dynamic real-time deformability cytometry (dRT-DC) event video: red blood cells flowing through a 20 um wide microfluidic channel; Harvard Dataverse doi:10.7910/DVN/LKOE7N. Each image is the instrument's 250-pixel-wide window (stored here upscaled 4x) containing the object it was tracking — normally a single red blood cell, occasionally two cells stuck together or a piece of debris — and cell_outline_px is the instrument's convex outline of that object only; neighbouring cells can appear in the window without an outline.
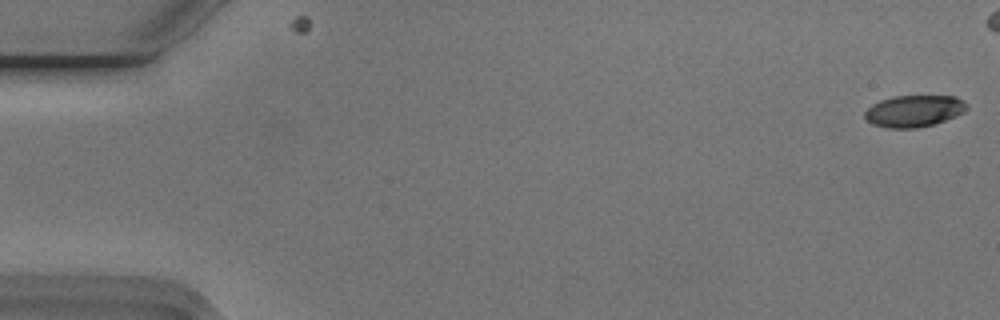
{"species": "Egyptian fruit bat (a non-hibernating species)", "species_latin": "Rousettus aegyptiacus", "temperature_condition": "cold", "stored_images_in_passage": 48, "camera_frame_rate_fps": 3000, "um_per_image_px": 0.085, "animal": {"sex": "male"}, "frame": {"image": 1, "passage_image": 1, "time_ms": 0.0, "image_size_px": [1000, 320], "cell_outline_px": [[968, 108], [964, 112], [956, 116], [932, 124], [916, 128], [888, 128], [872, 124], [864, 116], [864, 112], [872, 104], [880, 100], [892, 96], [956, 96], [964, 100], [968, 104]], "centroid_in_image_um": [77.7, 9.42], "position_along_channel_um": 7.3, "area_um2": 18.9}}
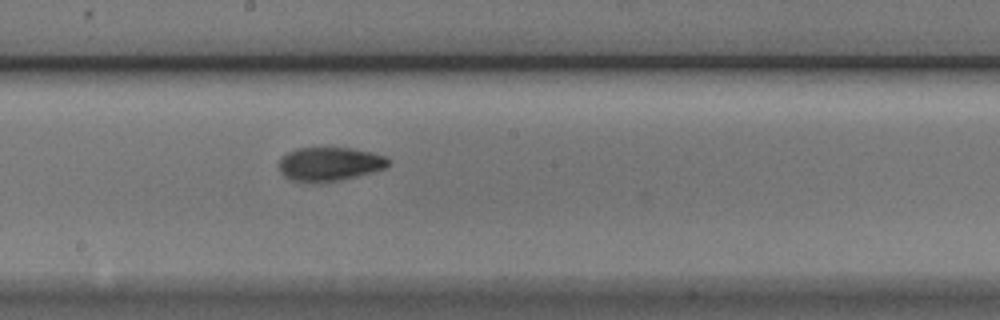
{"frame": {"image": 2, "passage_image": 30, "time_ms": 9.667, "image_size_px": [1000, 320], "cell_outline_px": [[392, 160], [384, 168], [372, 172], [340, 180], [316, 184], [292, 180], [284, 176], [280, 172], [280, 156], [296, 148], [352, 148], [372, 152], [384, 156]], "centroid_in_image_um": [27.99, 13.95], "position_along_channel_um": 220.2, "area_um2": 21.73}}
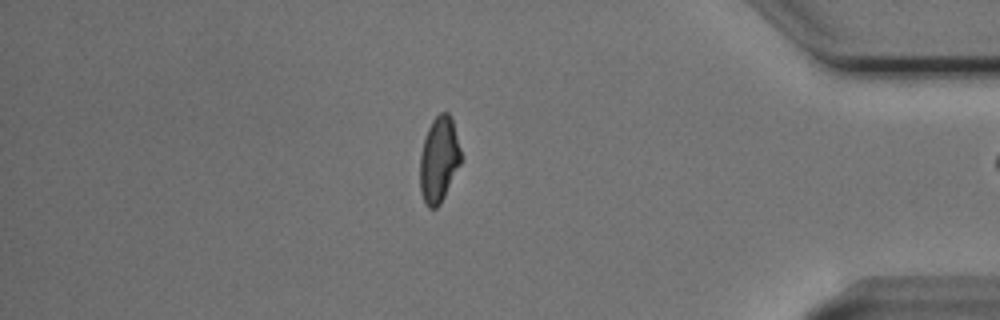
{"frame": {"image": 3, "passage_image": 47, "time_ms": 15.333, "image_size_px": [1000, 320], "cell_outline_px": [[464, 156], [440, 204], [436, 208], [428, 208], [424, 204], [420, 192], [420, 152], [428, 128], [432, 120], [440, 112], [448, 112], [452, 116]], "centroid_in_image_um": [37.33, 13.54], "position_along_channel_um": 397.9, "area_um2": 20.92}}